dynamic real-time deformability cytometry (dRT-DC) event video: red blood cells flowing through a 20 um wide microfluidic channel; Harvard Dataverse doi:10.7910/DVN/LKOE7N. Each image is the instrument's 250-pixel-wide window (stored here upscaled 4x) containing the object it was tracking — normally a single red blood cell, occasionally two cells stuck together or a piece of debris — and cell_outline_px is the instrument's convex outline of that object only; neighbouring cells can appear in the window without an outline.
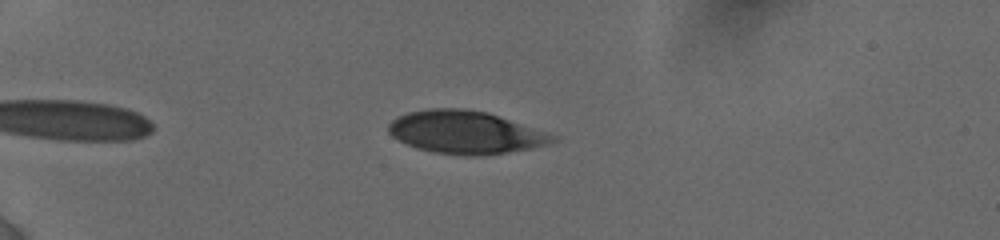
{"species": "human", "species_latin": "Homo sapiens", "temperature_condition": "cold", "stored_images_in_passage": 32, "camera_frame_rate_fps": 3000, "um_per_image_px": 0.085, "donor": {"sex": "female"}, "frame": {"image": 1, "passage_image": 3, "time_ms": 0.667, "image_size_px": [1000, 240], "cell_outline_px": [[560, 140], [548, 144], [532, 148], [508, 152], [476, 156], [472, 156], [436, 152], [416, 148], [392, 136], [388, 132], [388, 124], [392, 120], [408, 112], [432, 108], [464, 108], [488, 112], [556, 136]], "centroid_in_image_um": [39.57, 11.24], "position_along_channel_um": 45.4, "area_um2": 40.58}}
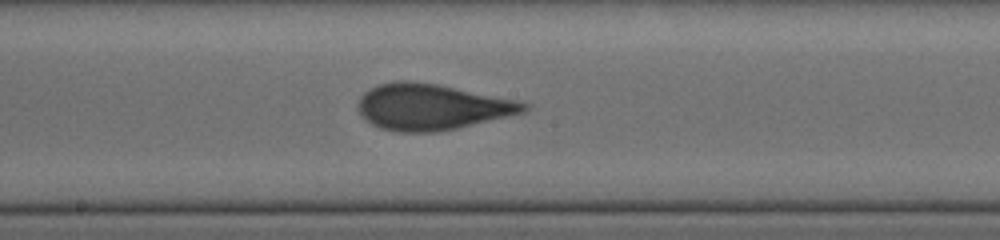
{"frame": {"image": 2, "passage_image": 19, "time_ms": 6.333, "image_size_px": [1000, 240], "cell_outline_px": [[532, 104], [524, 112], [456, 128], [436, 132], [400, 132], [380, 128], [372, 124], [356, 108], [360, 96], [364, 92], [380, 84], [396, 80], [408, 80], [436, 84], [516, 100]], "centroid_in_image_um": [36.67, 9.08], "position_along_channel_um": 211.5, "area_um2": 43.99}}
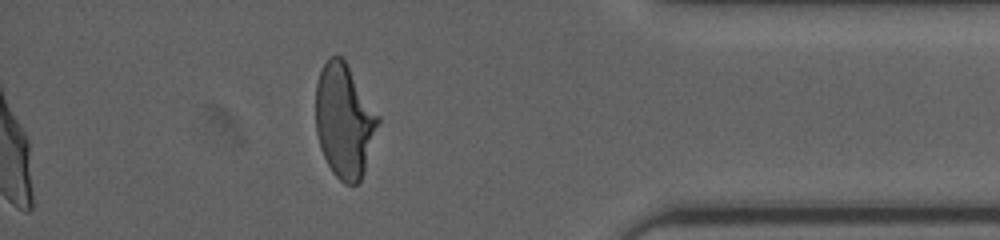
{"frame": {"image": 3, "passage_image": 31, "time_ms": 12.0, "image_size_px": [1000, 240], "cell_outline_px": [[380, 120], [364, 172], [360, 180], [356, 184], [344, 184], [332, 172], [320, 148], [316, 132], [316, 84], [320, 72], [328, 56], [340, 56], [344, 60], [380, 116]], "centroid_in_image_um": [29.26, 10.28], "position_along_channel_um": 405.9, "area_um2": 41.15}, "authors_computed_cell_mechanics": {"area_um2": 42.9165, "velocity_mm_per_s": 3.8257, "shape_relaxation_time_tau1_ms": 7.2085, "shape_relaxation_time_tau2_ms": 0.564, "deformation_change_tau1": 0.1959, "deformation_change_tau2": 0.0517}}